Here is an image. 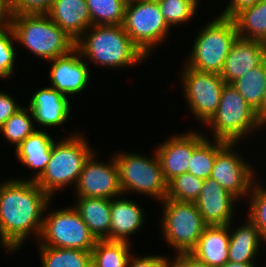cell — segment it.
<instances>
[{
	"mask_svg": "<svg viewBox=\"0 0 266 267\" xmlns=\"http://www.w3.org/2000/svg\"><path fill=\"white\" fill-rule=\"evenodd\" d=\"M92 25H123L126 3L122 0H86Z\"/></svg>",
	"mask_w": 266,
	"mask_h": 267,
	"instance_id": "30",
	"label": "cell"
},
{
	"mask_svg": "<svg viewBox=\"0 0 266 267\" xmlns=\"http://www.w3.org/2000/svg\"><path fill=\"white\" fill-rule=\"evenodd\" d=\"M22 106L15 102V99L6 92L0 90V128L1 126Z\"/></svg>",
	"mask_w": 266,
	"mask_h": 267,
	"instance_id": "38",
	"label": "cell"
},
{
	"mask_svg": "<svg viewBox=\"0 0 266 267\" xmlns=\"http://www.w3.org/2000/svg\"><path fill=\"white\" fill-rule=\"evenodd\" d=\"M226 83L220 74L202 72L185 66L182 87L189 109L201 123L206 124L218 109L223 87Z\"/></svg>",
	"mask_w": 266,
	"mask_h": 267,
	"instance_id": "11",
	"label": "cell"
},
{
	"mask_svg": "<svg viewBox=\"0 0 266 267\" xmlns=\"http://www.w3.org/2000/svg\"><path fill=\"white\" fill-rule=\"evenodd\" d=\"M168 26L188 22L197 11L199 0H157Z\"/></svg>",
	"mask_w": 266,
	"mask_h": 267,
	"instance_id": "33",
	"label": "cell"
},
{
	"mask_svg": "<svg viewBox=\"0 0 266 267\" xmlns=\"http://www.w3.org/2000/svg\"><path fill=\"white\" fill-rule=\"evenodd\" d=\"M169 258L165 256H133L128 259L126 267H165L168 264Z\"/></svg>",
	"mask_w": 266,
	"mask_h": 267,
	"instance_id": "37",
	"label": "cell"
},
{
	"mask_svg": "<svg viewBox=\"0 0 266 267\" xmlns=\"http://www.w3.org/2000/svg\"><path fill=\"white\" fill-rule=\"evenodd\" d=\"M94 157L93 152L83 165L75 186L77 195L105 199L122 195L119 169L114 156L110 163L98 162Z\"/></svg>",
	"mask_w": 266,
	"mask_h": 267,
	"instance_id": "13",
	"label": "cell"
},
{
	"mask_svg": "<svg viewBox=\"0 0 266 267\" xmlns=\"http://www.w3.org/2000/svg\"><path fill=\"white\" fill-rule=\"evenodd\" d=\"M96 242L74 207L59 209L43 217L39 246L91 251Z\"/></svg>",
	"mask_w": 266,
	"mask_h": 267,
	"instance_id": "9",
	"label": "cell"
},
{
	"mask_svg": "<svg viewBox=\"0 0 266 267\" xmlns=\"http://www.w3.org/2000/svg\"><path fill=\"white\" fill-rule=\"evenodd\" d=\"M238 37L266 43V0L245 8L234 18Z\"/></svg>",
	"mask_w": 266,
	"mask_h": 267,
	"instance_id": "25",
	"label": "cell"
},
{
	"mask_svg": "<svg viewBox=\"0 0 266 267\" xmlns=\"http://www.w3.org/2000/svg\"><path fill=\"white\" fill-rule=\"evenodd\" d=\"M237 198L214 179L204 180L200 195L194 202L208 226L231 224Z\"/></svg>",
	"mask_w": 266,
	"mask_h": 267,
	"instance_id": "16",
	"label": "cell"
},
{
	"mask_svg": "<svg viewBox=\"0 0 266 267\" xmlns=\"http://www.w3.org/2000/svg\"><path fill=\"white\" fill-rule=\"evenodd\" d=\"M78 201V202H77ZM73 204L97 240L110 238L111 199L78 196Z\"/></svg>",
	"mask_w": 266,
	"mask_h": 267,
	"instance_id": "22",
	"label": "cell"
},
{
	"mask_svg": "<svg viewBox=\"0 0 266 267\" xmlns=\"http://www.w3.org/2000/svg\"><path fill=\"white\" fill-rule=\"evenodd\" d=\"M110 213L109 241H130L128 236L138 232L145 220V214L139 204L118 196L111 199Z\"/></svg>",
	"mask_w": 266,
	"mask_h": 267,
	"instance_id": "20",
	"label": "cell"
},
{
	"mask_svg": "<svg viewBox=\"0 0 266 267\" xmlns=\"http://www.w3.org/2000/svg\"><path fill=\"white\" fill-rule=\"evenodd\" d=\"M234 147L235 143H228L216 155L210 178L216 180L237 199H242L248 196L257 182L254 180L252 166L250 167L244 158L233 151Z\"/></svg>",
	"mask_w": 266,
	"mask_h": 267,
	"instance_id": "12",
	"label": "cell"
},
{
	"mask_svg": "<svg viewBox=\"0 0 266 267\" xmlns=\"http://www.w3.org/2000/svg\"><path fill=\"white\" fill-rule=\"evenodd\" d=\"M171 267H211L191 253H177L174 261H168Z\"/></svg>",
	"mask_w": 266,
	"mask_h": 267,
	"instance_id": "39",
	"label": "cell"
},
{
	"mask_svg": "<svg viewBox=\"0 0 266 267\" xmlns=\"http://www.w3.org/2000/svg\"><path fill=\"white\" fill-rule=\"evenodd\" d=\"M122 1H124L126 4H128V3H131V2H136L138 0H122Z\"/></svg>",
	"mask_w": 266,
	"mask_h": 267,
	"instance_id": "44",
	"label": "cell"
},
{
	"mask_svg": "<svg viewBox=\"0 0 266 267\" xmlns=\"http://www.w3.org/2000/svg\"><path fill=\"white\" fill-rule=\"evenodd\" d=\"M54 142L48 133L36 130L15 148L17 159L21 164L26 165L29 169L38 170L30 180L35 181L45 171L51 158V149Z\"/></svg>",
	"mask_w": 266,
	"mask_h": 267,
	"instance_id": "23",
	"label": "cell"
},
{
	"mask_svg": "<svg viewBox=\"0 0 266 267\" xmlns=\"http://www.w3.org/2000/svg\"><path fill=\"white\" fill-rule=\"evenodd\" d=\"M162 204L161 228L165 242L176 249V253H190L208 225L194 202L165 198Z\"/></svg>",
	"mask_w": 266,
	"mask_h": 267,
	"instance_id": "8",
	"label": "cell"
},
{
	"mask_svg": "<svg viewBox=\"0 0 266 267\" xmlns=\"http://www.w3.org/2000/svg\"><path fill=\"white\" fill-rule=\"evenodd\" d=\"M255 183L250 191L249 213L247 218L258 228L266 243V187Z\"/></svg>",
	"mask_w": 266,
	"mask_h": 267,
	"instance_id": "34",
	"label": "cell"
},
{
	"mask_svg": "<svg viewBox=\"0 0 266 267\" xmlns=\"http://www.w3.org/2000/svg\"><path fill=\"white\" fill-rule=\"evenodd\" d=\"M123 27L133 44L148 58L152 49L167 40L170 27L157 1H136L126 4Z\"/></svg>",
	"mask_w": 266,
	"mask_h": 267,
	"instance_id": "10",
	"label": "cell"
},
{
	"mask_svg": "<svg viewBox=\"0 0 266 267\" xmlns=\"http://www.w3.org/2000/svg\"><path fill=\"white\" fill-rule=\"evenodd\" d=\"M53 0H11L12 14H47Z\"/></svg>",
	"mask_w": 266,
	"mask_h": 267,
	"instance_id": "36",
	"label": "cell"
},
{
	"mask_svg": "<svg viewBox=\"0 0 266 267\" xmlns=\"http://www.w3.org/2000/svg\"><path fill=\"white\" fill-rule=\"evenodd\" d=\"M83 60L76 47L68 54L49 60L52 62L49 71L51 87L67 97L84 91L89 84L90 73L88 64Z\"/></svg>",
	"mask_w": 266,
	"mask_h": 267,
	"instance_id": "15",
	"label": "cell"
},
{
	"mask_svg": "<svg viewBox=\"0 0 266 267\" xmlns=\"http://www.w3.org/2000/svg\"><path fill=\"white\" fill-rule=\"evenodd\" d=\"M75 47L83 59L103 67L120 69L146 60L123 25H91L75 42Z\"/></svg>",
	"mask_w": 266,
	"mask_h": 267,
	"instance_id": "2",
	"label": "cell"
},
{
	"mask_svg": "<svg viewBox=\"0 0 266 267\" xmlns=\"http://www.w3.org/2000/svg\"><path fill=\"white\" fill-rule=\"evenodd\" d=\"M256 114H257L258 119L262 123V125L265 126L266 124V88H265L261 108L256 112Z\"/></svg>",
	"mask_w": 266,
	"mask_h": 267,
	"instance_id": "42",
	"label": "cell"
},
{
	"mask_svg": "<svg viewBox=\"0 0 266 267\" xmlns=\"http://www.w3.org/2000/svg\"><path fill=\"white\" fill-rule=\"evenodd\" d=\"M31 118H34L32 111L22 107L1 126V134L3 133L7 141L15 144L17 148L29 135L38 130L34 128Z\"/></svg>",
	"mask_w": 266,
	"mask_h": 267,
	"instance_id": "31",
	"label": "cell"
},
{
	"mask_svg": "<svg viewBox=\"0 0 266 267\" xmlns=\"http://www.w3.org/2000/svg\"><path fill=\"white\" fill-rule=\"evenodd\" d=\"M198 33L186 66L220 74L231 46L238 37L234 19L219 15Z\"/></svg>",
	"mask_w": 266,
	"mask_h": 267,
	"instance_id": "5",
	"label": "cell"
},
{
	"mask_svg": "<svg viewBox=\"0 0 266 267\" xmlns=\"http://www.w3.org/2000/svg\"><path fill=\"white\" fill-rule=\"evenodd\" d=\"M206 137L199 132H188L170 137L155 149L166 182L187 173L193 150Z\"/></svg>",
	"mask_w": 266,
	"mask_h": 267,
	"instance_id": "14",
	"label": "cell"
},
{
	"mask_svg": "<svg viewBox=\"0 0 266 267\" xmlns=\"http://www.w3.org/2000/svg\"><path fill=\"white\" fill-rule=\"evenodd\" d=\"M231 85L257 112L261 108L266 88V59L244 76L234 80Z\"/></svg>",
	"mask_w": 266,
	"mask_h": 267,
	"instance_id": "26",
	"label": "cell"
},
{
	"mask_svg": "<svg viewBox=\"0 0 266 267\" xmlns=\"http://www.w3.org/2000/svg\"><path fill=\"white\" fill-rule=\"evenodd\" d=\"M259 1L260 0H230L220 16L233 19L239 12L245 8L252 7Z\"/></svg>",
	"mask_w": 266,
	"mask_h": 267,
	"instance_id": "40",
	"label": "cell"
},
{
	"mask_svg": "<svg viewBox=\"0 0 266 267\" xmlns=\"http://www.w3.org/2000/svg\"><path fill=\"white\" fill-rule=\"evenodd\" d=\"M11 0H0V30L11 26Z\"/></svg>",
	"mask_w": 266,
	"mask_h": 267,
	"instance_id": "41",
	"label": "cell"
},
{
	"mask_svg": "<svg viewBox=\"0 0 266 267\" xmlns=\"http://www.w3.org/2000/svg\"><path fill=\"white\" fill-rule=\"evenodd\" d=\"M213 142V143H212ZM227 142L210 141L207 137L193 150L187 173L196 177L210 178L216 155L227 145Z\"/></svg>",
	"mask_w": 266,
	"mask_h": 267,
	"instance_id": "29",
	"label": "cell"
},
{
	"mask_svg": "<svg viewBox=\"0 0 266 267\" xmlns=\"http://www.w3.org/2000/svg\"><path fill=\"white\" fill-rule=\"evenodd\" d=\"M138 1H157V0H138Z\"/></svg>",
	"mask_w": 266,
	"mask_h": 267,
	"instance_id": "45",
	"label": "cell"
},
{
	"mask_svg": "<svg viewBox=\"0 0 266 267\" xmlns=\"http://www.w3.org/2000/svg\"><path fill=\"white\" fill-rule=\"evenodd\" d=\"M11 27L16 43L47 61L68 54L75 48V41L47 14H12Z\"/></svg>",
	"mask_w": 266,
	"mask_h": 267,
	"instance_id": "3",
	"label": "cell"
},
{
	"mask_svg": "<svg viewBox=\"0 0 266 267\" xmlns=\"http://www.w3.org/2000/svg\"><path fill=\"white\" fill-rule=\"evenodd\" d=\"M114 159L119 169V182L123 194L136 192L163 201L167 182L155 152L151 159L136 153L116 152Z\"/></svg>",
	"mask_w": 266,
	"mask_h": 267,
	"instance_id": "7",
	"label": "cell"
},
{
	"mask_svg": "<svg viewBox=\"0 0 266 267\" xmlns=\"http://www.w3.org/2000/svg\"><path fill=\"white\" fill-rule=\"evenodd\" d=\"M205 125L213 129L214 139L235 144L257 127H263L256 111L228 83L223 87L218 109Z\"/></svg>",
	"mask_w": 266,
	"mask_h": 267,
	"instance_id": "6",
	"label": "cell"
},
{
	"mask_svg": "<svg viewBox=\"0 0 266 267\" xmlns=\"http://www.w3.org/2000/svg\"><path fill=\"white\" fill-rule=\"evenodd\" d=\"M47 15L75 42L92 25L86 0H53Z\"/></svg>",
	"mask_w": 266,
	"mask_h": 267,
	"instance_id": "19",
	"label": "cell"
},
{
	"mask_svg": "<svg viewBox=\"0 0 266 267\" xmlns=\"http://www.w3.org/2000/svg\"><path fill=\"white\" fill-rule=\"evenodd\" d=\"M13 41H16L13 28L0 30V78H9L14 71L16 52Z\"/></svg>",
	"mask_w": 266,
	"mask_h": 267,
	"instance_id": "35",
	"label": "cell"
},
{
	"mask_svg": "<svg viewBox=\"0 0 266 267\" xmlns=\"http://www.w3.org/2000/svg\"><path fill=\"white\" fill-rule=\"evenodd\" d=\"M204 179L190 173L176 176L167 183V199L195 202L200 195Z\"/></svg>",
	"mask_w": 266,
	"mask_h": 267,
	"instance_id": "32",
	"label": "cell"
},
{
	"mask_svg": "<svg viewBox=\"0 0 266 267\" xmlns=\"http://www.w3.org/2000/svg\"><path fill=\"white\" fill-rule=\"evenodd\" d=\"M42 267H92L91 251L39 246Z\"/></svg>",
	"mask_w": 266,
	"mask_h": 267,
	"instance_id": "28",
	"label": "cell"
},
{
	"mask_svg": "<svg viewBox=\"0 0 266 267\" xmlns=\"http://www.w3.org/2000/svg\"><path fill=\"white\" fill-rule=\"evenodd\" d=\"M52 198L30 179L5 180L0 184V243L14 252L30 234L38 239L43 213ZM42 215V216H41ZM30 233V234H29Z\"/></svg>",
	"mask_w": 266,
	"mask_h": 267,
	"instance_id": "1",
	"label": "cell"
},
{
	"mask_svg": "<svg viewBox=\"0 0 266 267\" xmlns=\"http://www.w3.org/2000/svg\"><path fill=\"white\" fill-rule=\"evenodd\" d=\"M265 59V42L237 37L225 59L220 76L225 83L231 84L252 68L259 66Z\"/></svg>",
	"mask_w": 266,
	"mask_h": 267,
	"instance_id": "17",
	"label": "cell"
},
{
	"mask_svg": "<svg viewBox=\"0 0 266 267\" xmlns=\"http://www.w3.org/2000/svg\"><path fill=\"white\" fill-rule=\"evenodd\" d=\"M229 233V225L207 226L190 253L211 267L223 266L228 262Z\"/></svg>",
	"mask_w": 266,
	"mask_h": 267,
	"instance_id": "21",
	"label": "cell"
},
{
	"mask_svg": "<svg viewBox=\"0 0 266 267\" xmlns=\"http://www.w3.org/2000/svg\"><path fill=\"white\" fill-rule=\"evenodd\" d=\"M83 137L75 133L58 143L54 142L50 161L42 175L35 180L50 197L68 185L76 186L85 161L94 152Z\"/></svg>",
	"mask_w": 266,
	"mask_h": 267,
	"instance_id": "4",
	"label": "cell"
},
{
	"mask_svg": "<svg viewBox=\"0 0 266 267\" xmlns=\"http://www.w3.org/2000/svg\"><path fill=\"white\" fill-rule=\"evenodd\" d=\"M33 120L44 127L62 126L70 115V101L62 92L45 87L33 94L29 102Z\"/></svg>",
	"mask_w": 266,
	"mask_h": 267,
	"instance_id": "18",
	"label": "cell"
},
{
	"mask_svg": "<svg viewBox=\"0 0 266 267\" xmlns=\"http://www.w3.org/2000/svg\"><path fill=\"white\" fill-rule=\"evenodd\" d=\"M248 221V223H247ZM242 227L231 230L228 249V261L233 263H254V258L258 254L259 246H261L262 237L258 228L247 219ZM232 232V233H231Z\"/></svg>",
	"mask_w": 266,
	"mask_h": 267,
	"instance_id": "24",
	"label": "cell"
},
{
	"mask_svg": "<svg viewBox=\"0 0 266 267\" xmlns=\"http://www.w3.org/2000/svg\"><path fill=\"white\" fill-rule=\"evenodd\" d=\"M221 267H257L255 263H233V262H226L223 266Z\"/></svg>",
	"mask_w": 266,
	"mask_h": 267,
	"instance_id": "43",
	"label": "cell"
},
{
	"mask_svg": "<svg viewBox=\"0 0 266 267\" xmlns=\"http://www.w3.org/2000/svg\"><path fill=\"white\" fill-rule=\"evenodd\" d=\"M130 246L125 241L97 240L91 250L92 267H126Z\"/></svg>",
	"mask_w": 266,
	"mask_h": 267,
	"instance_id": "27",
	"label": "cell"
}]
</instances>
